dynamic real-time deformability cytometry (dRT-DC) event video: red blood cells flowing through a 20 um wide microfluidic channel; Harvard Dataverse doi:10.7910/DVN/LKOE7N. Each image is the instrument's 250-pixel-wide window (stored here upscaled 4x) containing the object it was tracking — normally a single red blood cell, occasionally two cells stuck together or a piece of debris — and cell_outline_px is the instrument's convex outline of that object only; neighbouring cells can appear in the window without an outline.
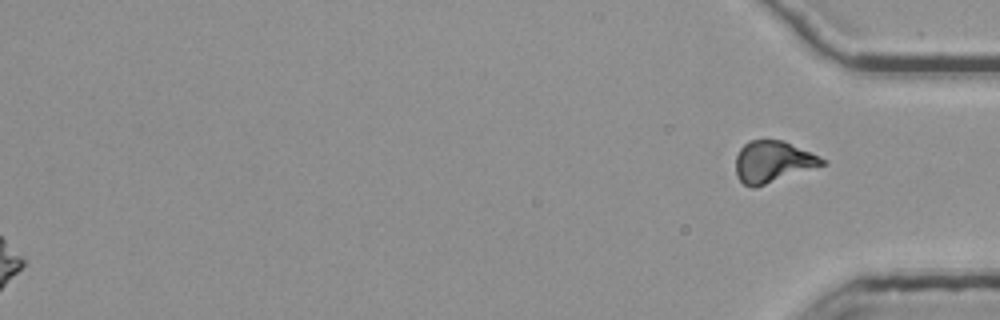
{"species": "common noctule bat (a hibernating species)", "species_latin": "Nyctalus noctula", "temperature_condition": "room temperature", "stored_images_in_passage": 55, "segment_of_instrument_passage": [2, 2], "camera_frame_rate_fps": 3000, "um_per_image_px": 0.085, "animal": {"sex": "female", "body_mass_g": 25.1}, "frame": {"image": 1, "passage_image": 55, "time_ms": 18.0, "image_size_px": [1000, 320], "cell_outline_px": [[828, 164], [756, 188], [752, 188], [744, 184], [736, 176], [736, 156], [740, 148], [748, 140], [784, 140], [820, 156], [828, 160]], "centroid_in_image_um": [65.73, 13.76], "position_along_channel_um": 369.5, "area_um2": 21.39}}